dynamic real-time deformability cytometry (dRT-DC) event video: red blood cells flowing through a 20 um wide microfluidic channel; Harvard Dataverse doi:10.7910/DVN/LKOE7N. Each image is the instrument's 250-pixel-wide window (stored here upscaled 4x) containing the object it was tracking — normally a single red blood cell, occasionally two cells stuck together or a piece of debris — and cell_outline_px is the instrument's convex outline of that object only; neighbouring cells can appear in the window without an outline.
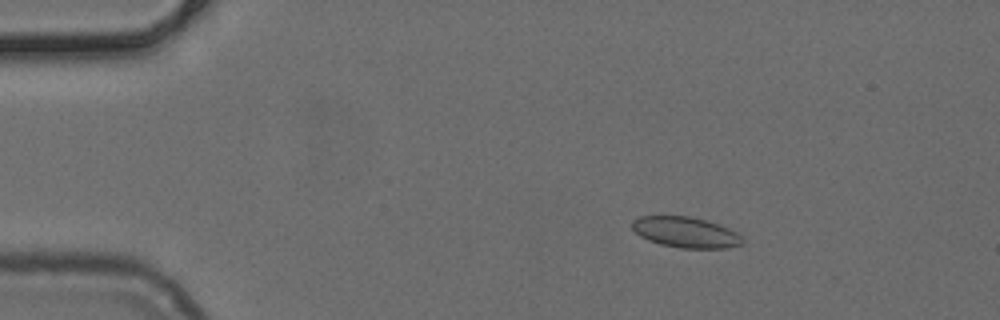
{"species": "common noctule bat (a hibernating species)", "species_latin": "Nyctalus noctula", "temperature_condition": "cold", "stored_images_in_passage": 42, "camera_frame_rate_fps": 3000, "um_per_image_px": 0.085, "animal": {"sex": "female", "body_mass_g": 24.6, "forearm_length_mm": 56.2}, "frame": {"image": 1, "passage_image": 1, "time_ms": 0.0, "image_size_px": [1000, 320], "cell_outline_px": [[744, 240], [740, 244], [728, 248], [680, 248], [660, 244], [648, 240], [640, 236], [632, 228], [632, 220], [640, 216], [688, 216], [704, 220], [728, 228], [736, 232]], "centroid_in_image_um": [58.25, 19.75], "position_along_channel_um": 26.8, "area_um2": 19.54}}
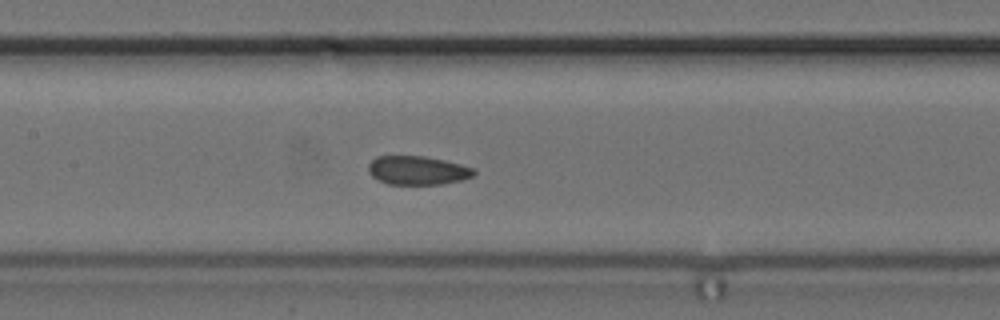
{"frame": {"image": 2, "passage_image": 17, "time_ms": 5.333, "image_size_px": [1000, 320], "cell_outline_px": [[476, 172], [472, 176], [460, 180], [440, 184], [388, 184], [372, 176], [368, 172], [368, 164], [376, 156], [424, 156], [444, 160], [476, 168]], "centroid_in_image_um": [35.49, 14.47], "position_along_channel_um": 171.9, "area_um2": 17.63}}
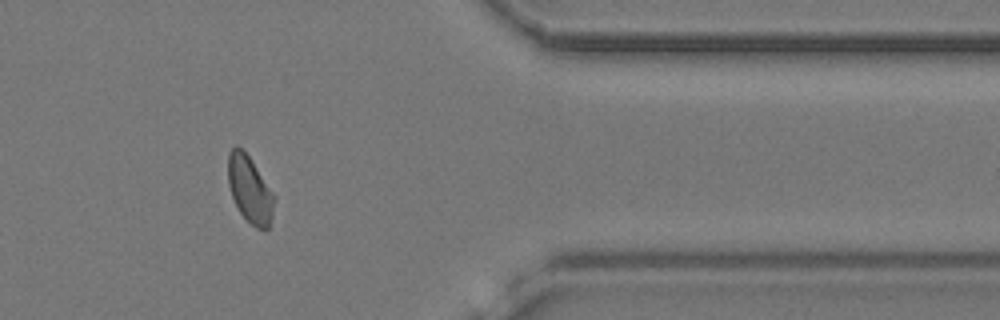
{"frame": {"image": 3, "passage_image": 35, "time_ms": 11.333, "image_size_px": [1000, 320], "cell_outline_px": [[276, 200], [272, 216], [268, 228], [264, 232], [256, 228], [240, 212], [232, 196], [228, 184], [228, 152], [236, 144], [248, 156], [276, 196]], "centroid_in_image_um": [21.25, 16.13], "position_along_channel_um": 390.1, "area_um2": 17.92}}